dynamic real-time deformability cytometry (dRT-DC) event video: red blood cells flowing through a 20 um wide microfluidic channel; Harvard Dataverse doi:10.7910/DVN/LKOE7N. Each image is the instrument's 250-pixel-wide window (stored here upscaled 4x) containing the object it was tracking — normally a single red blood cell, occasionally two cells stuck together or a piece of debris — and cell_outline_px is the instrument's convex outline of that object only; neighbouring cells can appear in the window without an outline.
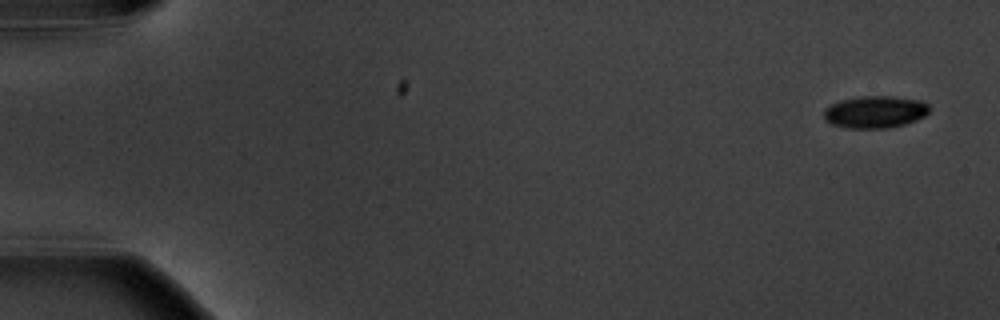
{"species": "common noctule bat (a hibernating species)", "species_latin": "Nyctalus noctula", "temperature_condition": "warm", "stored_images_in_passage": 7, "camera_frame_rate_fps": 3000, "um_per_image_px": 0.085, "animal": {"sex": "male", "body_mass_g": 20.1, "forearm_length_mm": 53.5}, "frame": {"image": 1, "passage_image": 1, "time_ms": 0.0, "image_size_px": [1000, 320], "cell_outline_px": [[928, 112], [924, 116], [916, 120], [904, 124], [888, 128], [848, 128], [832, 124], [824, 120], [824, 108], [840, 100], [860, 96], [892, 96], [920, 100], [928, 104]], "centroid_in_image_um": [74.36, 9.51], "position_along_channel_um": 10.6, "area_um2": 19.77}}
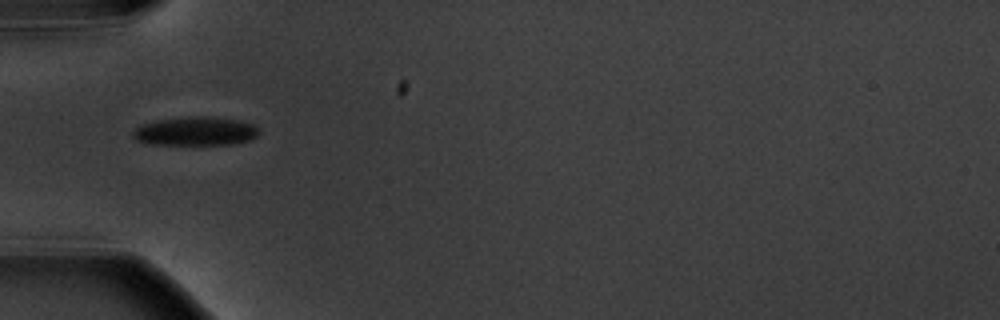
{"frame": {"image": 2, "passage_image": 5, "time_ms": 5.667, "image_size_px": [1000, 320], "cell_outline_px": [[260, 132], [252, 140], [236, 144], [148, 144], [136, 140], [132, 136], [132, 132], [140, 124], [156, 120], [188, 116], [212, 116], [240, 120], [252, 124], [260, 128]], "centroid_in_image_um": [16.64, 11.14], "position_along_channel_um": 68.4, "area_um2": 21.5}}
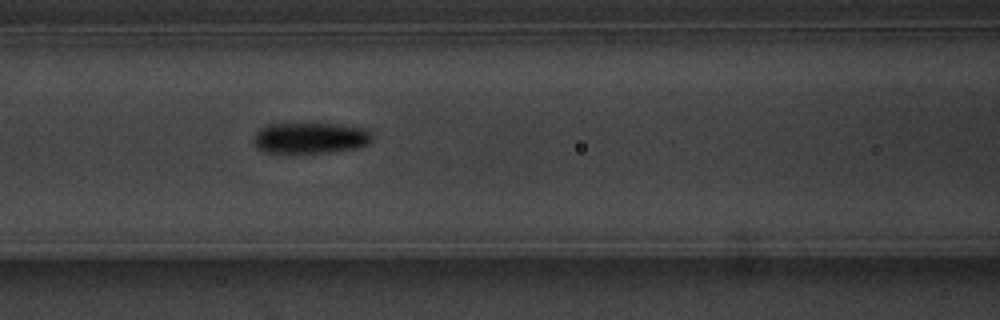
{"frame": {"image": 3, "passage_image": 7, "time_ms": 7.667, "image_size_px": [1000, 320], "cell_outline_px": [[372, 140], [368, 144], [356, 148], [328, 152], [268, 152], [256, 148], [256, 132], [260, 128], [268, 124], [340, 124], [368, 128], [372, 132]], "centroid_in_image_um": [26.46, 11.71], "position_along_channel_um": 140.1, "area_um2": 21.21}}